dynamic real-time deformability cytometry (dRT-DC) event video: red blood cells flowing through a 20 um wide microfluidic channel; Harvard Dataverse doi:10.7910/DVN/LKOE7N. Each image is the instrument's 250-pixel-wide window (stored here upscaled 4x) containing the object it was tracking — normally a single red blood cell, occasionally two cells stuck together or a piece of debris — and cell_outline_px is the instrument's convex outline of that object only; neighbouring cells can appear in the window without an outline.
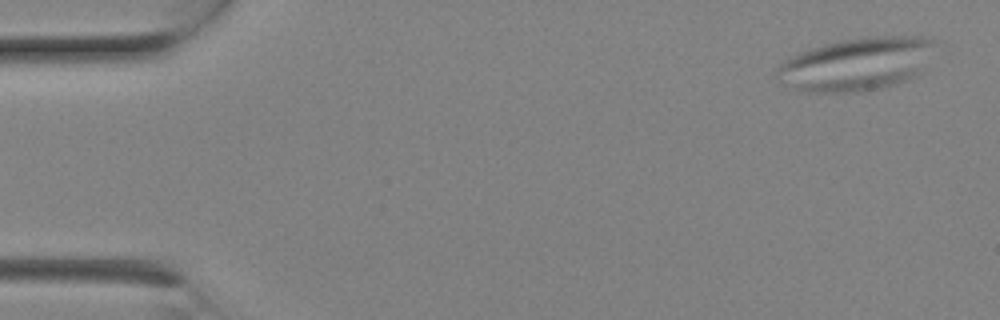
{"species": "Egyptian fruit bat (a non-hibernating species)", "species_latin": "Rousettus aegyptiacus", "temperature_condition": "room temperature", "stored_images_in_passage": 6, "segment_of_instrument_passage": [1, 2], "camera_frame_rate_fps": 3000, "um_per_image_px": 0.085, "animal": {"sex": "female"}, "frame": {"image": 1, "passage_image": 1, "time_ms": 0.0, "image_size_px": [1000, 320], "cell_outline_px": [[920, 72], [908, 80], [884, 88], [864, 92], [808, 92], [796, 88], [800, 84], [808, 80], [908, 68], [912, 68]], "centroid_in_image_um": [73.01, 6.94], "position_along_channel_um": 12.0, "area_um2": 12.48}}